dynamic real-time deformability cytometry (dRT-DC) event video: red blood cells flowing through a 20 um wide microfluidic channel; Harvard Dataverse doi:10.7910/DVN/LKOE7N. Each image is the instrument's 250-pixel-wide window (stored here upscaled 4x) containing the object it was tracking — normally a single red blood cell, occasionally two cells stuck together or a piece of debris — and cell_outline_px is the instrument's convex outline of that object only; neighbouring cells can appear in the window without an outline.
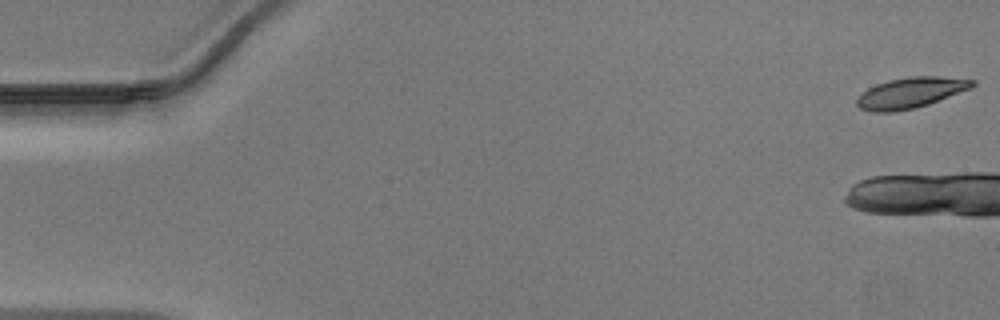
{"species": "Egyptian fruit bat (a non-hibernating species)", "species_latin": "Rousettus aegyptiacus", "temperature_condition": "warm", "stored_images_in_passage": 13, "camera_frame_rate_fps": 3000, "um_per_image_px": 0.085, "animal": {"sex": "male"}, "frame": {"image": 1, "passage_image": 1, "time_ms": 0.0, "image_size_px": [1000, 320], "cell_outline_px": [[976, 84], [972, 88], [928, 104], [916, 108], [896, 112], [872, 112], [860, 108], [856, 104], [856, 100], [868, 88], [876, 84], [888, 80], [908, 76], [940, 76], [976, 80]], "centroid_in_image_um": [77.42, 7.88], "position_along_channel_um": 7.6, "area_um2": 20.75}}